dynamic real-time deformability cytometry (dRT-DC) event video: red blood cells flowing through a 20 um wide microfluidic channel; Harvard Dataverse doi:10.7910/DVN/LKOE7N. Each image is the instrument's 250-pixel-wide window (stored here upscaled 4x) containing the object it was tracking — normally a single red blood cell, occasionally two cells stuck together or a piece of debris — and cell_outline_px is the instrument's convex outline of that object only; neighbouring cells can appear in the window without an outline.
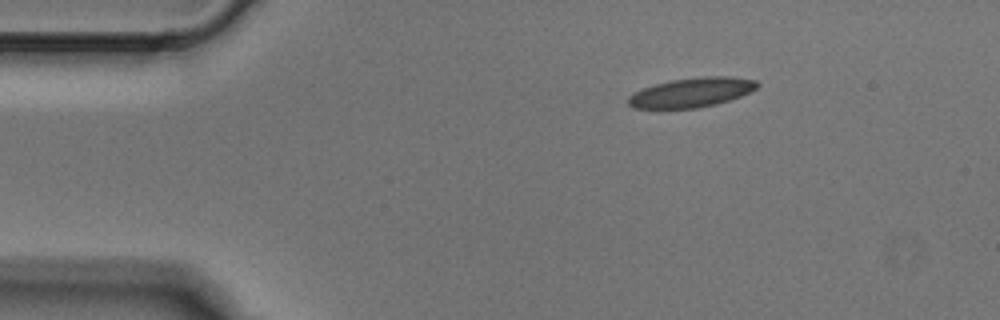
{"species": "Egyptian fruit bat (a non-hibernating species)", "species_latin": "Rousettus aegyptiacus", "temperature_condition": "cold", "stored_images_in_passage": 3, "camera_frame_rate_fps": 3000, "um_per_image_px": 0.085, "animal": {"sex": "male"}, "frame": {"image": 1, "passage_image": 1, "time_ms": 0.0, "image_size_px": [1000, 320], "cell_outline_px": [[760, 84], [756, 88], [740, 96], [716, 104], [696, 108], [632, 108], [628, 104], [628, 96], [644, 88], [656, 84], [672, 80], [704, 76], [728, 76], [756, 80]], "centroid_in_image_um": [58.79, 7.85], "position_along_channel_um": 26.2, "area_um2": 21.85}}